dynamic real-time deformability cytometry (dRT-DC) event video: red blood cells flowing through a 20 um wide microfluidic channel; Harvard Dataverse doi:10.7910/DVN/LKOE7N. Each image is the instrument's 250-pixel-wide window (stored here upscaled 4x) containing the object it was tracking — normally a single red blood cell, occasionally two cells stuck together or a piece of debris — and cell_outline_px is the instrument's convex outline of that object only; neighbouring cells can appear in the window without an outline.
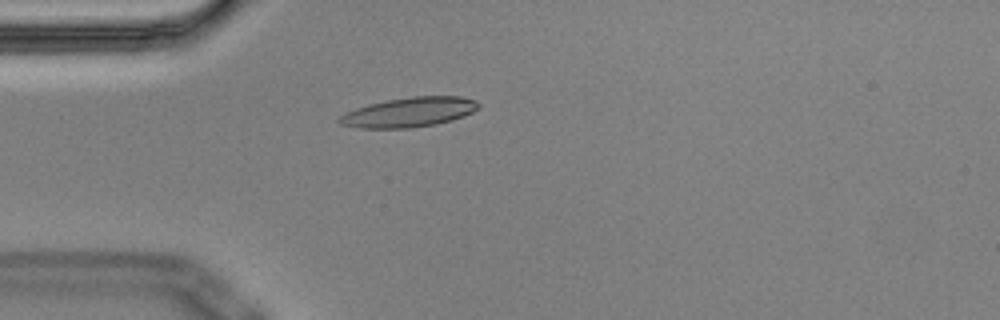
{"species": "Egyptian fruit bat (a non-hibernating species)", "species_latin": "Rousettus aegyptiacus", "temperature_condition": "cold", "stored_images_in_passage": 4, "camera_frame_rate_fps": 3000, "um_per_image_px": 0.085, "animal": {"sex": "male"}, "frame": {"image": 1, "passage_image": 4, "time_ms": 1.0, "image_size_px": [1000, 320], "cell_outline_px": [[480, 108], [464, 116], [452, 120], [436, 124], [408, 128], [360, 128], [340, 124], [336, 120], [340, 116], [356, 108], [368, 104], [388, 100], [412, 96], [460, 96], [476, 100], [480, 104]], "centroid_in_image_um": [34.8, 9.53], "position_along_channel_um": 50.2, "area_um2": 24.04}}